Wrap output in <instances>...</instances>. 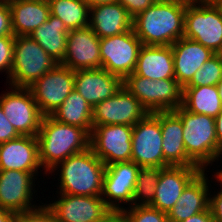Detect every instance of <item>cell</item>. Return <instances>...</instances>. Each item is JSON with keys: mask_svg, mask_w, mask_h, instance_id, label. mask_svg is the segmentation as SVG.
<instances>
[{"mask_svg": "<svg viewBox=\"0 0 222 222\" xmlns=\"http://www.w3.org/2000/svg\"><path fill=\"white\" fill-rule=\"evenodd\" d=\"M186 5L157 0L133 18V29L143 45H172L184 36Z\"/></svg>", "mask_w": 222, "mask_h": 222, "instance_id": "obj_1", "label": "cell"}, {"mask_svg": "<svg viewBox=\"0 0 222 222\" xmlns=\"http://www.w3.org/2000/svg\"><path fill=\"white\" fill-rule=\"evenodd\" d=\"M41 174L48 175L58 163L89 148L90 135L82 128L43 116L37 134Z\"/></svg>", "mask_w": 222, "mask_h": 222, "instance_id": "obj_2", "label": "cell"}, {"mask_svg": "<svg viewBox=\"0 0 222 222\" xmlns=\"http://www.w3.org/2000/svg\"><path fill=\"white\" fill-rule=\"evenodd\" d=\"M105 169V164L89 147L58 163L47 176L50 173L54 176L55 172L58 174L56 193L101 196Z\"/></svg>", "mask_w": 222, "mask_h": 222, "instance_id": "obj_3", "label": "cell"}, {"mask_svg": "<svg viewBox=\"0 0 222 222\" xmlns=\"http://www.w3.org/2000/svg\"><path fill=\"white\" fill-rule=\"evenodd\" d=\"M173 111L182 121L187 156L202 170H207L216 161L218 163L222 151L217 143L215 118L189 112L182 106Z\"/></svg>", "mask_w": 222, "mask_h": 222, "instance_id": "obj_4", "label": "cell"}, {"mask_svg": "<svg viewBox=\"0 0 222 222\" xmlns=\"http://www.w3.org/2000/svg\"><path fill=\"white\" fill-rule=\"evenodd\" d=\"M183 37L222 54V5L217 0L186 5Z\"/></svg>", "mask_w": 222, "mask_h": 222, "instance_id": "obj_5", "label": "cell"}, {"mask_svg": "<svg viewBox=\"0 0 222 222\" xmlns=\"http://www.w3.org/2000/svg\"><path fill=\"white\" fill-rule=\"evenodd\" d=\"M56 64L30 36H15L13 64L6 82L9 86L28 88Z\"/></svg>", "mask_w": 222, "mask_h": 222, "instance_id": "obj_6", "label": "cell"}, {"mask_svg": "<svg viewBox=\"0 0 222 222\" xmlns=\"http://www.w3.org/2000/svg\"><path fill=\"white\" fill-rule=\"evenodd\" d=\"M123 87L149 113L173 111L182 106L183 87L175 79L151 80L132 73L123 80Z\"/></svg>", "mask_w": 222, "mask_h": 222, "instance_id": "obj_7", "label": "cell"}, {"mask_svg": "<svg viewBox=\"0 0 222 222\" xmlns=\"http://www.w3.org/2000/svg\"><path fill=\"white\" fill-rule=\"evenodd\" d=\"M131 161L140 167H170L162 150L161 112L148 113L133 126Z\"/></svg>", "mask_w": 222, "mask_h": 222, "instance_id": "obj_8", "label": "cell"}, {"mask_svg": "<svg viewBox=\"0 0 222 222\" xmlns=\"http://www.w3.org/2000/svg\"><path fill=\"white\" fill-rule=\"evenodd\" d=\"M142 46L134 29L100 38L101 68L124 80L134 72Z\"/></svg>", "mask_w": 222, "mask_h": 222, "instance_id": "obj_9", "label": "cell"}, {"mask_svg": "<svg viewBox=\"0 0 222 222\" xmlns=\"http://www.w3.org/2000/svg\"><path fill=\"white\" fill-rule=\"evenodd\" d=\"M132 133L130 125L93 126L89 147L105 166L131 161Z\"/></svg>", "mask_w": 222, "mask_h": 222, "instance_id": "obj_10", "label": "cell"}, {"mask_svg": "<svg viewBox=\"0 0 222 222\" xmlns=\"http://www.w3.org/2000/svg\"><path fill=\"white\" fill-rule=\"evenodd\" d=\"M75 71L60 63L28 87L43 116H50L74 90Z\"/></svg>", "mask_w": 222, "mask_h": 222, "instance_id": "obj_11", "label": "cell"}, {"mask_svg": "<svg viewBox=\"0 0 222 222\" xmlns=\"http://www.w3.org/2000/svg\"><path fill=\"white\" fill-rule=\"evenodd\" d=\"M0 94V106L20 135L37 136L43 115L29 88L9 86Z\"/></svg>", "mask_w": 222, "mask_h": 222, "instance_id": "obj_12", "label": "cell"}, {"mask_svg": "<svg viewBox=\"0 0 222 222\" xmlns=\"http://www.w3.org/2000/svg\"><path fill=\"white\" fill-rule=\"evenodd\" d=\"M55 194L58 199L45 204L58 222H104L112 212L101 196Z\"/></svg>", "mask_w": 222, "mask_h": 222, "instance_id": "obj_13", "label": "cell"}, {"mask_svg": "<svg viewBox=\"0 0 222 222\" xmlns=\"http://www.w3.org/2000/svg\"><path fill=\"white\" fill-rule=\"evenodd\" d=\"M139 168L133 161L106 166L101 197L112 211H122L125 205L132 206Z\"/></svg>", "mask_w": 222, "mask_h": 222, "instance_id": "obj_14", "label": "cell"}, {"mask_svg": "<svg viewBox=\"0 0 222 222\" xmlns=\"http://www.w3.org/2000/svg\"><path fill=\"white\" fill-rule=\"evenodd\" d=\"M148 113L141 102L122 86L112 97L93 107L92 124L134 126Z\"/></svg>", "mask_w": 222, "mask_h": 222, "instance_id": "obj_15", "label": "cell"}, {"mask_svg": "<svg viewBox=\"0 0 222 222\" xmlns=\"http://www.w3.org/2000/svg\"><path fill=\"white\" fill-rule=\"evenodd\" d=\"M36 180L30 172L0 170V208L15 214L37 208L39 205L33 201L37 192Z\"/></svg>", "mask_w": 222, "mask_h": 222, "instance_id": "obj_16", "label": "cell"}, {"mask_svg": "<svg viewBox=\"0 0 222 222\" xmlns=\"http://www.w3.org/2000/svg\"><path fill=\"white\" fill-rule=\"evenodd\" d=\"M60 64L74 71L101 68L100 38L89 26L69 31Z\"/></svg>", "mask_w": 222, "mask_h": 222, "instance_id": "obj_17", "label": "cell"}, {"mask_svg": "<svg viewBox=\"0 0 222 222\" xmlns=\"http://www.w3.org/2000/svg\"><path fill=\"white\" fill-rule=\"evenodd\" d=\"M202 171L198 166H170L161 169L154 200L150 205L168 213L186 186Z\"/></svg>", "mask_w": 222, "mask_h": 222, "instance_id": "obj_18", "label": "cell"}, {"mask_svg": "<svg viewBox=\"0 0 222 222\" xmlns=\"http://www.w3.org/2000/svg\"><path fill=\"white\" fill-rule=\"evenodd\" d=\"M11 169L30 172L35 177L38 170L43 171L36 136L20 135L0 144V170Z\"/></svg>", "mask_w": 222, "mask_h": 222, "instance_id": "obj_19", "label": "cell"}, {"mask_svg": "<svg viewBox=\"0 0 222 222\" xmlns=\"http://www.w3.org/2000/svg\"><path fill=\"white\" fill-rule=\"evenodd\" d=\"M123 86V80L103 68L75 71L74 90L93 108L112 97Z\"/></svg>", "mask_w": 222, "mask_h": 222, "instance_id": "obj_20", "label": "cell"}, {"mask_svg": "<svg viewBox=\"0 0 222 222\" xmlns=\"http://www.w3.org/2000/svg\"><path fill=\"white\" fill-rule=\"evenodd\" d=\"M207 172L209 170H202L186 186L176 204L167 213L169 222H181L209 208L212 184Z\"/></svg>", "mask_w": 222, "mask_h": 222, "instance_id": "obj_21", "label": "cell"}, {"mask_svg": "<svg viewBox=\"0 0 222 222\" xmlns=\"http://www.w3.org/2000/svg\"><path fill=\"white\" fill-rule=\"evenodd\" d=\"M175 80L184 87L193 75L215 53L202 44L187 38H180L172 45Z\"/></svg>", "mask_w": 222, "mask_h": 222, "instance_id": "obj_22", "label": "cell"}, {"mask_svg": "<svg viewBox=\"0 0 222 222\" xmlns=\"http://www.w3.org/2000/svg\"><path fill=\"white\" fill-rule=\"evenodd\" d=\"M89 27L99 38L119 35L133 29V18L117 1L90 7Z\"/></svg>", "mask_w": 222, "mask_h": 222, "instance_id": "obj_23", "label": "cell"}, {"mask_svg": "<svg viewBox=\"0 0 222 222\" xmlns=\"http://www.w3.org/2000/svg\"><path fill=\"white\" fill-rule=\"evenodd\" d=\"M164 160L170 166H197L188 156L183 141V125L174 111L161 112Z\"/></svg>", "mask_w": 222, "mask_h": 222, "instance_id": "obj_24", "label": "cell"}, {"mask_svg": "<svg viewBox=\"0 0 222 222\" xmlns=\"http://www.w3.org/2000/svg\"><path fill=\"white\" fill-rule=\"evenodd\" d=\"M133 73L151 80L175 79L172 46L143 45Z\"/></svg>", "mask_w": 222, "mask_h": 222, "instance_id": "obj_25", "label": "cell"}, {"mask_svg": "<svg viewBox=\"0 0 222 222\" xmlns=\"http://www.w3.org/2000/svg\"><path fill=\"white\" fill-rule=\"evenodd\" d=\"M14 36H30L50 15L47 0H8Z\"/></svg>", "mask_w": 222, "mask_h": 222, "instance_id": "obj_26", "label": "cell"}, {"mask_svg": "<svg viewBox=\"0 0 222 222\" xmlns=\"http://www.w3.org/2000/svg\"><path fill=\"white\" fill-rule=\"evenodd\" d=\"M69 30L57 17L49 15V18L41 26L35 29L30 37L35 40L57 63H61L65 56L67 35Z\"/></svg>", "mask_w": 222, "mask_h": 222, "instance_id": "obj_27", "label": "cell"}, {"mask_svg": "<svg viewBox=\"0 0 222 222\" xmlns=\"http://www.w3.org/2000/svg\"><path fill=\"white\" fill-rule=\"evenodd\" d=\"M92 109L88 102L73 90L50 116L60 123L80 127L90 135L93 128Z\"/></svg>", "mask_w": 222, "mask_h": 222, "instance_id": "obj_28", "label": "cell"}, {"mask_svg": "<svg viewBox=\"0 0 222 222\" xmlns=\"http://www.w3.org/2000/svg\"><path fill=\"white\" fill-rule=\"evenodd\" d=\"M182 107L215 118L222 111L217 86L183 87Z\"/></svg>", "mask_w": 222, "mask_h": 222, "instance_id": "obj_29", "label": "cell"}, {"mask_svg": "<svg viewBox=\"0 0 222 222\" xmlns=\"http://www.w3.org/2000/svg\"><path fill=\"white\" fill-rule=\"evenodd\" d=\"M50 14L70 31L89 26L90 6L84 0H47Z\"/></svg>", "mask_w": 222, "mask_h": 222, "instance_id": "obj_30", "label": "cell"}, {"mask_svg": "<svg viewBox=\"0 0 222 222\" xmlns=\"http://www.w3.org/2000/svg\"><path fill=\"white\" fill-rule=\"evenodd\" d=\"M158 167H140L134 188L132 206L151 205L161 174Z\"/></svg>", "mask_w": 222, "mask_h": 222, "instance_id": "obj_31", "label": "cell"}, {"mask_svg": "<svg viewBox=\"0 0 222 222\" xmlns=\"http://www.w3.org/2000/svg\"><path fill=\"white\" fill-rule=\"evenodd\" d=\"M222 80V54H214L184 87L216 86Z\"/></svg>", "mask_w": 222, "mask_h": 222, "instance_id": "obj_32", "label": "cell"}, {"mask_svg": "<svg viewBox=\"0 0 222 222\" xmlns=\"http://www.w3.org/2000/svg\"><path fill=\"white\" fill-rule=\"evenodd\" d=\"M130 222H169L167 213L150 205L130 206L122 210Z\"/></svg>", "mask_w": 222, "mask_h": 222, "instance_id": "obj_33", "label": "cell"}, {"mask_svg": "<svg viewBox=\"0 0 222 222\" xmlns=\"http://www.w3.org/2000/svg\"><path fill=\"white\" fill-rule=\"evenodd\" d=\"M43 204V205H42ZM14 222H58L48 206L41 202V205L30 211L16 213Z\"/></svg>", "mask_w": 222, "mask_h": 222, "instance_id": "obj_34", "label": "cell"}, {"mask_svg": "<svg viewBox=\"0 0 222 222\" xmlns=\"http://www.w3.org/2000/svg\"><path fill=\"white\" fill-rule=\"evenodd\" d=\"M15 36H0V72L9 79L13 64Z\"/></svg>", "mask_w": 222, "mask_h": 222, "instance_id": "obj_35", "label": "cell"}, {"mask_svg": "<svg viewBox=\"0 0 222 222\" xmlns=\"http://www.w3.org/2000/svg\"><path fill=\"white\" fill-rule=\"evenodd\" d=\"M214 175L212 174V176L214 177V179L217 181V183L220 186V190L219 191H214L213 195L211 194L210 191V203H209V207L211 209L212 212V216L215 222H222V179L216 174V172H214Z\"/></svg>", "mask_w": 222, "mask_h": 222, "instance_id": "obj_36", "label": "cell"}, {"mask_svg": "<svg viewBox=\"0 0 222 222\" xmlns=\"http://www.w3.org/2000/svg\"><path fill=\"white\" fill-rule=\"evenodd\" d=\"M0 36H14L8 0H0Z\"/></svg>", "mask_w": 222, "mask_h": 222, "instance_id": "obj_37", "label": "cell"}, {"mask_svg": "<svg viewBox=\"0 0 222 222\" xmlns=\"http://www.w3.org/2000/svg\"><path fill=\"white\" fill-rule=\"evenodd\" d=\"M120 3L129 13L132 18L146 10L157 0H116Z\"/></svg>", "mask_w": 222, "mask_h": 222, "instance_id": "obj_38", "label": "cell"}, {"mask_svg": "<svg viewBox=\"0 0 222 222\" xmlns=\"http://www.w3.org/2000/svg\"><path fill=\"white\" fill-rule=\"evenodd\" d=\"M20 134L7 119L2 107L0 106V144L19 137Z\"/></svg>", "mask_w": 222, "mask_h": 222, "instance_id": "obj_39", "label": "cell"}, {"mask_svg": "<svg viewBox=\"0 0 222 222\" xmlns=\"http://www.w3.org/2000/svg\"><path fill=\"white\" fill-rule=\"evenodd\" d=\"M181 222H215L210 207L200 213H197Z\"/></svg>", "mask_w": 222, "mask_h": 222, "instance_id": "obj_40", "label": "cell"}, {"mask_svg": "<svg viewBox=\"0 0 222 222\" xmlns=\"http://www.w3.org/2000/svg\"><path fill=\"white\" fill-rule=\"evenodd\" d=\"M104 222H130V220L122 211H112Z\"/></svg>", "mask_w": 222, "mask_h": 222, "instance_id": "obj_41", "label": "cell"}, {"mask_svg": "<svg viewBox=\"0 0 222 222\" xmlns=\"http://www.w3.org/2000/svg\"><path fill=\"white\" fill-rule=\"evenodd\" d=\"M215 128L218 147L222 151V111L215 117Z\"/></svg>", "mask_w": 222, "mask_h": 222, "instance_id": "obj_42", "label": "cell"}, {"mask_svg": "<svg viewBox=\"0 0 222 222\" xmlns=\"http://www.w3.org/2000/svg\"><path fill=\"white\" fill-rule=\"evenodd\" d=\"M14 217V212L0 208V222H14Z\"/></svg>", "mask_w": 222, "mask_h": 222, "instance_id": "obj_43", "label": "cell"}, {"mask_svg": "<svg viewBox=\"0 0 222 222\" xmlns=\"http://www.w3.org/2000/svg\"><path fill=\"white\" fill-rule=\"evenodd\" d=\"M162 1L178 2L184 5H195L197 3H202L207 0H162Z\"/></svg>", "mask_w": 222, "mask_h": 222, "instance_id": "obj_44", "label": "cell"}, {"mask_svg": "<svg viewBox=\"0 0 222 222\" xmlns=\"http://www.w3.org/2000/svg\"><path fill=\"white\" fill-rule=\"evenodd\" d=\"M90 7L99 5V4H105V3H112L116 2V0H84Z\"/></svg>", "mask_w": 222, "mask_h": 222, "instance_id": "obj_45", "label": "cell"}, {"mask_svg": "<svg viewBox=\"0 0 222 222\" xmlns=\"http://www.w3.org/2000/svg\"><path fill=\"white\" fill-rule=\"evenodd\" d=\"M216 86L218 88V94L220 96V101H221V104H222V80Z\"/></svg>", "mask_w": 222, "mask_h": 222, "instance_id": "obj_46", "label": "cell"}, {"mask_svg": "<svg viewBox=\"0 0 222 222\" xmlns=\"http://www.w3.org/2000/svg\"><path fill=\"white\" fill-rule=\"evenodd\" d=\"M215 172L222 179V169H217Z\"/></svg>", "mask_w": 222, "mask_h": 222, "instance_id": "obj_47", "label": "cell"}]
</instances>
